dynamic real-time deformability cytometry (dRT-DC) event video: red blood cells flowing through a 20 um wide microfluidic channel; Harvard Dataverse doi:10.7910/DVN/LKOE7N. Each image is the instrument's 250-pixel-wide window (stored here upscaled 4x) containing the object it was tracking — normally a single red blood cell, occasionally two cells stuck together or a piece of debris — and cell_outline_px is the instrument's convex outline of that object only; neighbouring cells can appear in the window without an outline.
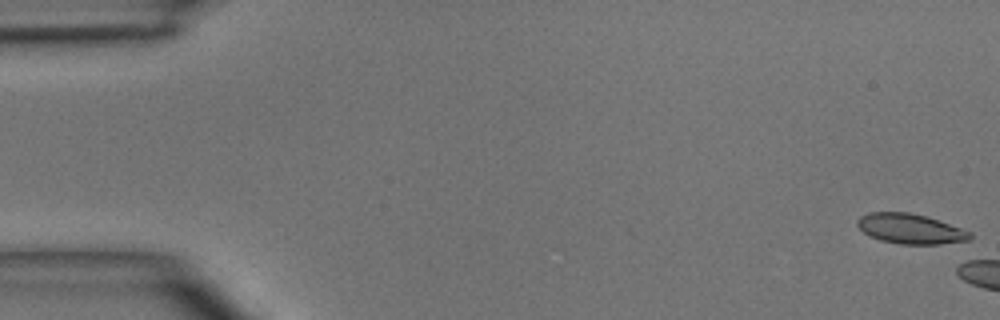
{"species": "common noctule bat (a hibernating species)", "species_latin": "Nyctalus noctula", "temperature_condition": "room temperature", "stored_images_in_passage": 5, "camera_frame_rate_fps": 3000, "um_per_image_px": 0.085, "animal": {"sex": "male", "body_mass_g": 15.6}, "frame": {"image": 1, "passage_image": 1, "time_ms": 0.0, "image_size_px": [1000, 320], "cell_outline_px": [[972, 236], [968, 240], [940, 244], [900, 244], [880, 240], [864, 232], [856, 224], [856, 220], [860, 216], [868, 212], [908, 212], [924, 216], [972, 232]], "centroid_in_image_um": [77.35, 19.44], "position_along_channel_um": 7.7, "area_um2": 19.42}}